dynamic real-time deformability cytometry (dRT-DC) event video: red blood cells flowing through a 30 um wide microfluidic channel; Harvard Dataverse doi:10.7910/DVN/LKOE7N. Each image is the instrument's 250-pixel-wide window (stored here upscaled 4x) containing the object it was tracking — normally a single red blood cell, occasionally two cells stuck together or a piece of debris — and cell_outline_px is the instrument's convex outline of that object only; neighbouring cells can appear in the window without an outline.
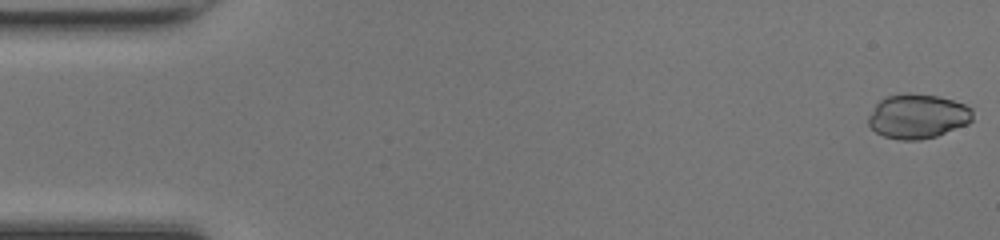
{"species": "common noctule bat (a hibernating species)", "species_latin": "Nyctalus noctula", "temperature_condition": "room temperature", "stored_images_in_passage": 48, "camera_frame_rate_fps": 3000, "um_per_image_px": 0.085, "animal": {"sex": "female", "body_mass_g": 17.0, "forearm_length_mm": 48.0}, "frame": {"image": 1, "passage_image": 1, "time_ms": 0.0, "image_size_px": [1000, 240], "cell_outline_px": [[972, 120], [968, 124], [936, 136], [920, 140], [900, 140], [884, 136], [876, 132], [868, 124], [868, 116], [876, 104], [884, 96], [908, 92], [936, 96], [952, 100], [964, 104], [972, 108]], "centroid_in_image_um": [77.99, 9.88], "position_along_channel_um": 7.0, "area_um2": 27.11}}
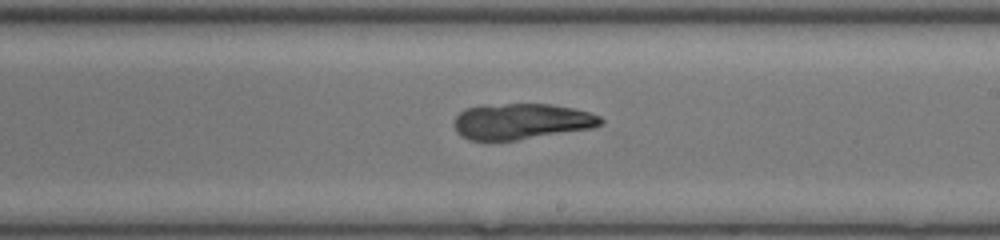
{"frame": {"image": 2, "passage_image": 28, "time_ms": 9.0, "image_size_px": [1000, 240], "cell_outline_px": [[604, 124], [592, 128], [516, 140], [468, 140], [460, 136], [456, 132], [456, 116], [464, 108], [484, 104], [552, 104], [572, 108], [588, 112], [600, 116], [604, 120]], "centroid_in_image_um": [44.32, 10.31], "position_along_channel_um": 244.7, "area_um2": 30.69}}
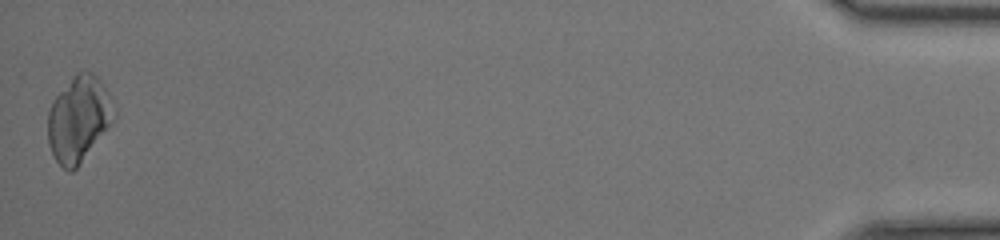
{"frame": {"image": 3, "passage_image": 48, "time_ms": 15.667, "image_size_px": [1000, 240], "cell_outline_px": [[116, 116], [80, 164], [72, 172], [68, 172], [56, 160], [48, 144], [48, 112], [52, 100], [72, 76], [76, 72], [92, 72], [100, 80], [108, 92]], "centroid_in_image_um": [6.67, 10.1], "position_along_channel_um": 428.5, "area_um2": 32.66}}